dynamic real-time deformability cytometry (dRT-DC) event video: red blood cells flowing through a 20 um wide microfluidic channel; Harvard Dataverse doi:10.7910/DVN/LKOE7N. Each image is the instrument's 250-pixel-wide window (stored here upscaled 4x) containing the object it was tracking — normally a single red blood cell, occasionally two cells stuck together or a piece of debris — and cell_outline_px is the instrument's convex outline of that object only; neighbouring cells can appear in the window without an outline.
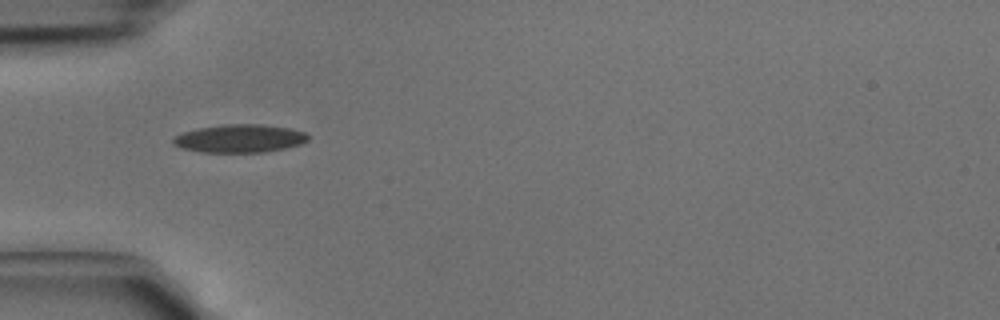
{"species": "common noctule bat (a hibernating species)", "species_latin": "Nyctalus noctula", "temperature_condition": "cold", "stored_images_in_passage": 1, "camera_frame_rate_fps": 3000, "um_per_image_px": 0.085, "animal": {"sex": "male", "body_mass_g": 15.6}, "frame": {"image": 1, "passage_image": 1, "time_ms": 0.0, "image_size_px": [1000, 320], "cell_outline_px": [[308, 140], [300, 144], [284, 148], [264, 152], [200, 152], [184, 148], [172, 144], [172, 140], [176, 136], [184, 132], [196, 128], [224, 124], [264, 124], [292, 128], [304, 132], [308, 136]], "centroid_in_image_um": [20.38, 11.76], "position_along_channel_um": 64.6, "area_um2": 22.08}}